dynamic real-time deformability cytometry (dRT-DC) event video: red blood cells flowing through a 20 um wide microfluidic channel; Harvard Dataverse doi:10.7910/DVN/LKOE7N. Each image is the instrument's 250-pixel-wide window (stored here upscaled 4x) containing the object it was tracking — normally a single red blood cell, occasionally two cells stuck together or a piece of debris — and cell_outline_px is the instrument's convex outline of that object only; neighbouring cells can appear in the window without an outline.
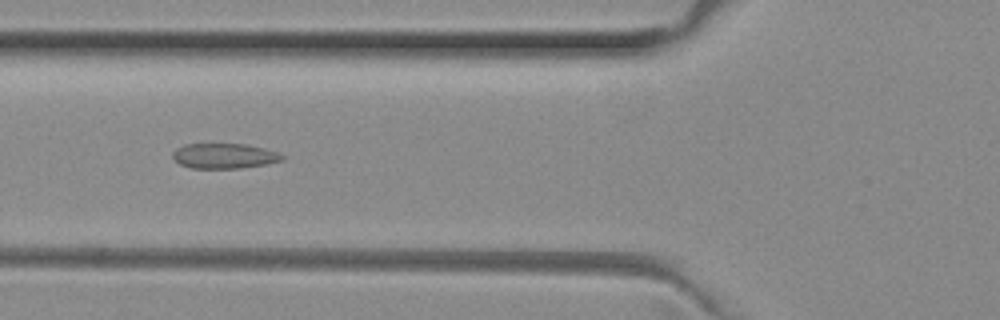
{"species": "common noctule bat (a hibernating species)", "species_latin": "Nyctalus noctula", "temperature_condition": "room temperature", "stored_images_in_passage": 51, "camera_frame_rate_fps": 3000, "um_per_image_px": 0.085, "animal": {"sex": "female", "body_mass_g": 29.2, "forearm_length_mm": 56.3}, "frame": {"image": 1, "passage_image": 18, "time_ms": 5.667, "image_size_px": [1000, 320], "cell_outline_px": [[284, 160], [268, 164], [240, 168], [192, 168], [180, 164], [172, 156], [172, 152], [176, 148], [184, 144], [248, 144], [276, 152], [284, 156]], "centroid_in_image_um": [19.06, 13.25], "position_along_channel_um": 106.7, "area_um2": 16.01}}
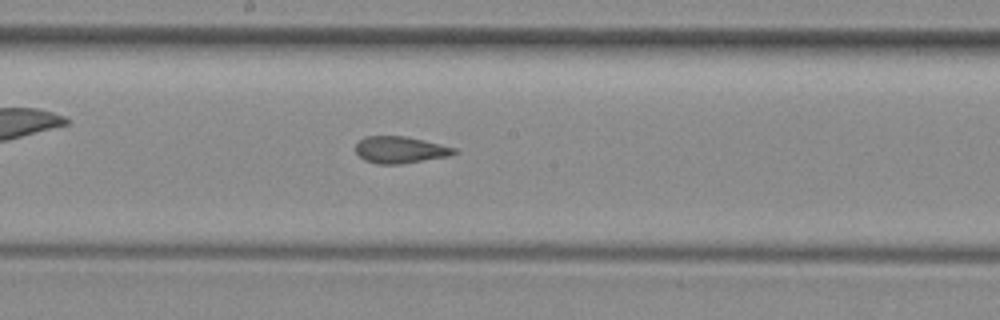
{"frame": {"image": 2, "passage_image": 26, "time_ms": 8.333, "image_size_px": [1000, 320], "cell_outline_px": [[456, 152], [448, 156], [400, 164], [376, 164], [364, 160], [356, 152], [356, 144], [364, 136], [404, 136], [456, 148]], "centroid_in_image_um": [33.96, 12.74], "position_along_channel_um": 214.2, "area_um2": 15.14}}
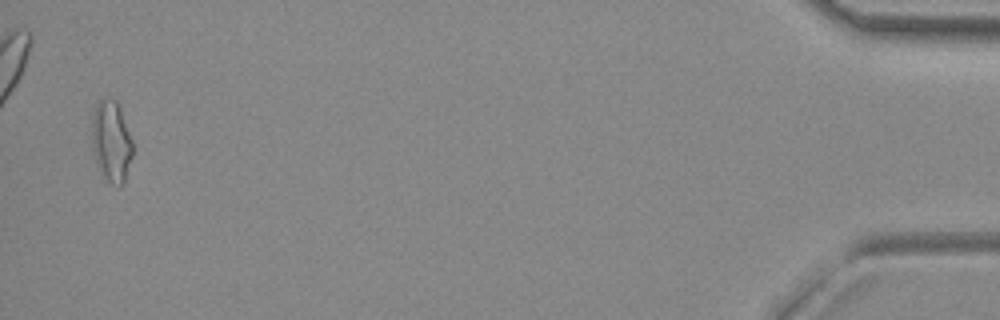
{"frame": {"image": 3, "passage_image": 49, "time_ms": 16.0, "image_size_px": [1000, 320], "cell_outline_px": [[132, 156], [124, 184], [112, 184], [104, 176], [96, 160], [92, 148], [92, 116], [96, 104], [100, 100], [116, 100], [132, 140]], "centroid_in_image_um": [9.46, 12.02], "position_along_channel_um": 425.7, "area_um2": 18.79}}